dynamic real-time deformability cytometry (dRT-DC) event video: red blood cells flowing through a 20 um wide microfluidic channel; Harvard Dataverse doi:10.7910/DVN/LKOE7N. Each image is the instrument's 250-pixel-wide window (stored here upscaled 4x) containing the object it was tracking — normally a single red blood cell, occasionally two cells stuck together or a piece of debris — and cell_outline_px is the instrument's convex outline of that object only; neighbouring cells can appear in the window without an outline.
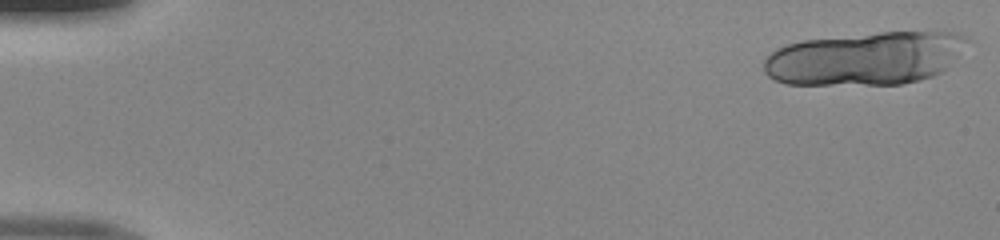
{"species": "human", "species_latin": "Homo sapiens", "temperature_condition": "room temperature", "stored_images_in_passage": 18, "camera_frame_rate_fps": 3000, "um_per_image_px": 0.085, "donor": {"sex": "male"}, "frame": {"image": 1, "passage_image": 1, "time_ms": 0.0, "image_size_px": [1000, 240], "cell_outline_px": [[972, 40], [940, 72], [932, 76], [920, 80], [904, 84], [784, 84], [768, 76], [764, 72], [764, 60], [776, 48], [788, 44], [804, 40], [880, 32], [936, 28], [956, 32], [968, 36]], "centroid_in_image_um": [73.64, 4.92], "position_along_channel_um": 11.4, "area_um2": 63.87}}